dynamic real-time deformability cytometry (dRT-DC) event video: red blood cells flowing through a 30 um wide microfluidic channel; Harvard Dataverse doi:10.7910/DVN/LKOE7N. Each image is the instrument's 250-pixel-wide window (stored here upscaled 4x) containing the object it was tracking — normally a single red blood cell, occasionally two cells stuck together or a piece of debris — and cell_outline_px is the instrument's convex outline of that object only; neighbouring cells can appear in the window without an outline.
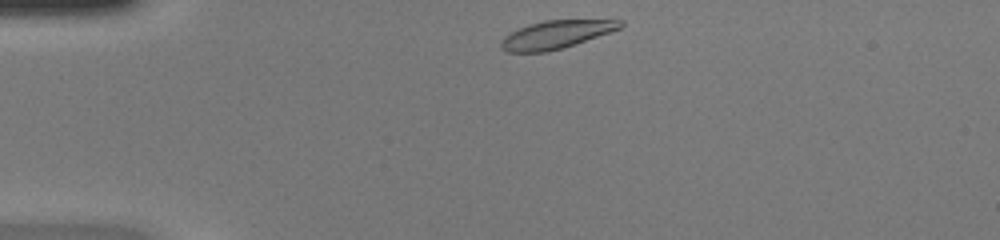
{"species": "common noctule bat (a hibernating species)", "species_latin": "Nyctalus noctula", "temperature_condition": "warm", "stored_images_in_passage": 38, "camera_frame_rate_fps": 3000, "um_per_image_px": 0.085, "animal": {"sex": "female", "body_mass_g": 20.0, "forearm_length_mm": 54.0}, "frame": {"image": 1, "passage_image": 1, "time_ms": 0.0, "image_size_px": [1000, 240], "cell_outline_px": [[624, 24], [620, 28], [548, 52], [508, 52], [500, 48], [500, 40], [504, 36], [528, 24], [544, 20], [624, 20]], "centroid_in_image_um": [47.2, 2.93], "position_along_channel_um": 37.8, "area_um2": 19.07}}
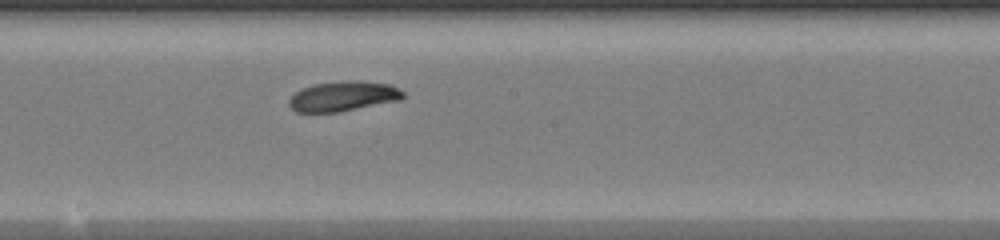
{"frame": {"image": 2, "passage_image": 17, "time_ms": 5.333, "image_size_px": [1000, 240], "cell_outline_px": [[404, 96], [400, 100], [340, 112], [296, 112], [288, 104], [288, 100], [296, 92], [312, 84], [348, 80], [360, 80], [392, 84], [404, 92]], "centroid_in_image_um": [29.2, 8.17], "position_along_channel_um": 219.0, "area_um2": 20.06}}
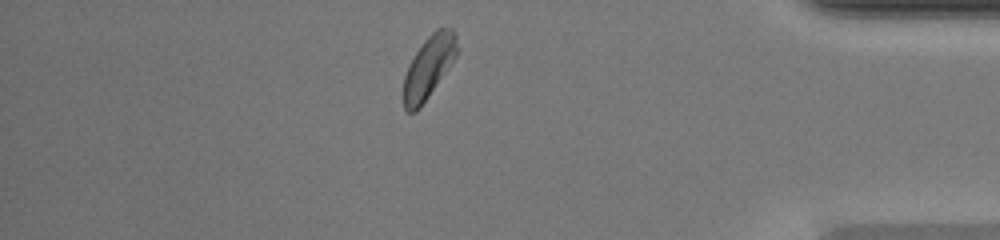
{"frame": {"image": 3, "passage_image": 32, "time_ms": 10.333, "image_size_px": [1000, 240], "cell_outline_px": [[456, 56], [420, 108], [416, 112], [408, 112], [404, 108], [404, 76], [408, 64], [424, 40], [436, 28], [452, 28], [456, 32]], "centroid_in_image_um": [36.42, 5.69], "position_along_channel_um": 398.8, "area_um2": 19.07}, "authors_computed_cell_mechanics": {"area_um2": 19.6231, "velocity_mm_per_s": 4.2458, "shape_relaxation_time_tau1_ms": 2.302, "shape_relaxation_time_tau2_ms": 3.6068, "deformation_change_tau1": 0.113, "deformation_change_tau2": 0.1142}}